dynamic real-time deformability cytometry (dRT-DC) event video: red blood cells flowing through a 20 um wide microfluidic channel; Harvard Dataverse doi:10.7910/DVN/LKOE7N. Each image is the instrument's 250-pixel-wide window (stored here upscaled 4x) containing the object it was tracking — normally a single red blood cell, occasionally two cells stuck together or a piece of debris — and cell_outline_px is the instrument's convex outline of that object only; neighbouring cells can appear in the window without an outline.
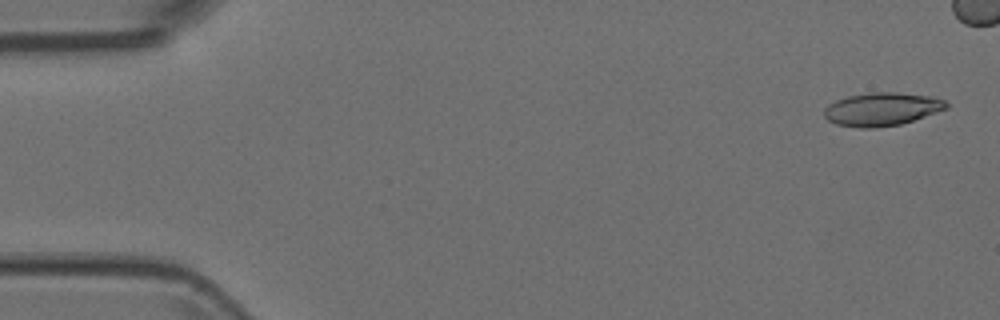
{"species": "Egyptian fruit bat (a non-hibernating species)", "species_latin": "Rousettus aegyptiacus", "temperature_condition": "room temperature", "stored_images_in_passage": 7, "camera_frame_rate_fps": 3000, "um_per_image_px": 0.085, "animal": {"sex": "female"}, "frame": {"image": 1, "passage_image": 1, "time_ms": 0.0, "image_size_px": [1000, 320], "cell_outline_px": [[948, 108], [900, 124], [876, 128], [860, 128], [836, 124], [828, 120], [824, 116], [824, 108], [828, 104], [836, 100], [848, 96], [872, 92], [896, 92], [928, 96], [944, 100], [948, 104]], "centroid_in_image_um": [74.91, 9.28], "position_along_channel_um": 10.1, "area_um2": 23.47}}
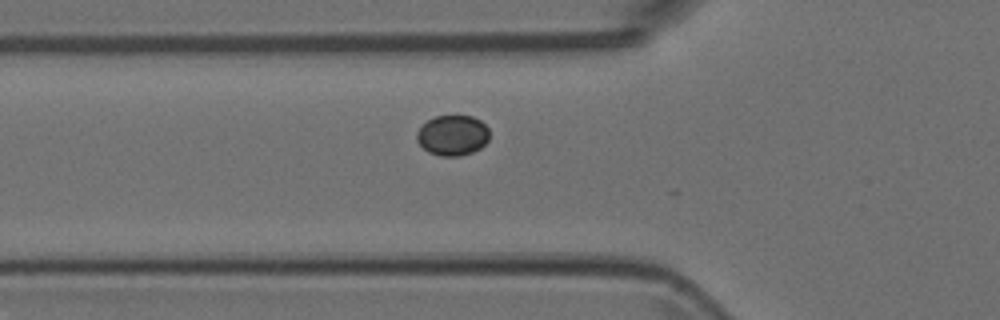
{"frame": {"image": 2, "passage_image": 7, "time_ms": 2.0, "image_size_px": [1000, 320], "cell_outline_px": [[488, 140], [480, 148], [472, 152], [460, 156], [440, 156], [428, 152], [416, 140], [416, 132], [428, 120], [436, 116], [472, 116], [480, 120], [488, 128]], "centroid_in_image_um": [38.46, 11.51], "position_along_channel_um": 87.3, "area_um2": 16.99}}